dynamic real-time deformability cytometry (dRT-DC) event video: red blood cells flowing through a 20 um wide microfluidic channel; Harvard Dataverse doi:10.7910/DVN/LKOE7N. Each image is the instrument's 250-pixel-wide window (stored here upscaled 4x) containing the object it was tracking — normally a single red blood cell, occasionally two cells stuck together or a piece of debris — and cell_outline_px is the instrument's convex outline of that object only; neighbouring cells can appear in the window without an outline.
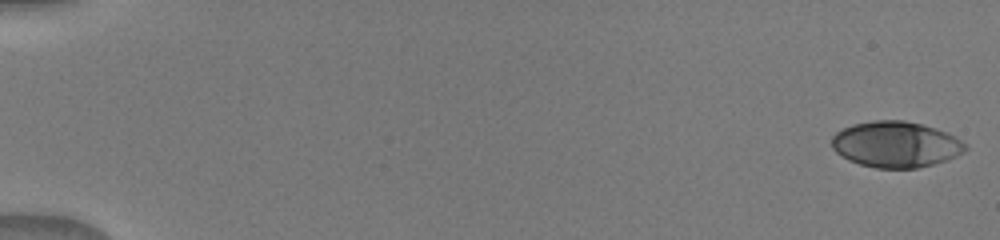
{"species": "human", "species_latin": "Homo sapiens", "temperature_condition": "warm", "stored_images_in_passage": 51, "camera_frame_rate_fps": 3000, "um_per_image_px": 0.085, "donor": {"sex": "male"}, "frame": {"image": 1, "passage_image": 1, "time_ms": 0.0, "image_size_px": [1000, 240], "cell_outline_px": [[968, 148], [964, 152], [956, 156], [932, 164], [916, 168], [876, 168], [860, 164], [848, 160], [840, 156], [832, 148], [832, 136], [836, 132], [852, 124], [872, 120], [904, 120], [936, 128], [948, 132], [968, 144]], "centroid_in_image_um": [76.14, 12.26], "position_along_channel_um": 8.9, "area_um2": 35.95}}
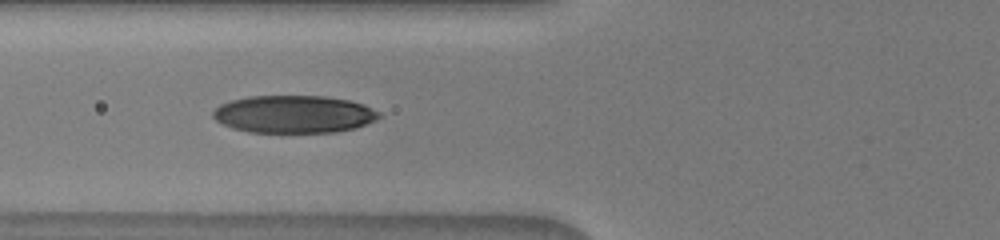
{"frame": {"image": 2, "passage_image": 21, "time_ms": 6.667, "image_size_px": [1000, 240], "cell_outline_px": [[380, 116], [376, 120], [356, 128], [336, 132], [248, 132], [232, 128], [216, 120], [212, 116], [212, 112], [220, 104], [232, 100], [248, 96], [324, 96], [348, 100], [364, 104], [380, 112]], "centroid_in_image_um": [24.99, 9.7], "position_along_channel_um": 100.8, "area_um2": 36.41}}
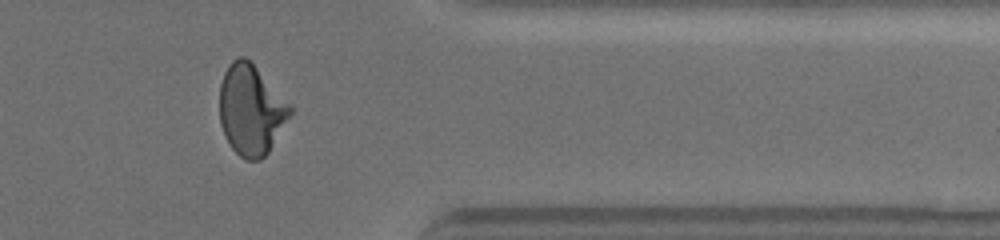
{"frame": {"image": 3, "passage_image": 43, "time_ms": 14.0, "image_size_px": [1000, 240], "cell_outline_px": [[292, 112], [268, 152], [260, 160], [244, 160], [232, 148], [220, 124], [220, 84], [224, 72], [228, 64], [232, 60], [240, 56], [244, 56], [292, 104]], "centroid_in_image_um": [21.33, 9.33], "position_along_channel_um": 390.1, "area_um2": 36.82}}